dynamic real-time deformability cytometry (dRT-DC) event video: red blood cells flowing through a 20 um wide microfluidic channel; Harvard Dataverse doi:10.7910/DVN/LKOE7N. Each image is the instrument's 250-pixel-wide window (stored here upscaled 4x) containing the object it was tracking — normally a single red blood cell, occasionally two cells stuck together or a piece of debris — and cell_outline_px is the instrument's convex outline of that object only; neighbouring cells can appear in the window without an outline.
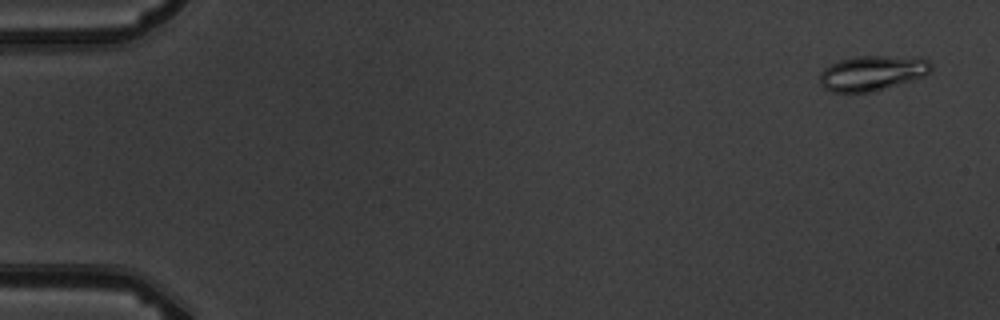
{"species": "common noctule bat (a hibernating species)", "species_latin": "Nyctalus noctula", "temperature_condition": "warm", "stored_images_in_passage": 3, "camera_frame_rate_fps": 3000, "um_per_image_px": 0.085, "animal": {"sex": "male", "body_mass_g": 19.5, "forearm_length_mm": 54.6}, "frame": {"image": 1, "passage_image": 1, "time_ms": 0.0, "image_size_px": [1000, 320], "cell_outline_px": [[932, 72], [924, 76], [876, 92], [832, 92], [824, 88], [820, 84], [820, 72], [824, 68], [840, 60], [856, 56], [920, 56], [928, 60], [932, 64]], "centroid_in_image_um": [74.2, 6.2], "position_along_channel_um": 10.8, "area_um2": 23.18}}